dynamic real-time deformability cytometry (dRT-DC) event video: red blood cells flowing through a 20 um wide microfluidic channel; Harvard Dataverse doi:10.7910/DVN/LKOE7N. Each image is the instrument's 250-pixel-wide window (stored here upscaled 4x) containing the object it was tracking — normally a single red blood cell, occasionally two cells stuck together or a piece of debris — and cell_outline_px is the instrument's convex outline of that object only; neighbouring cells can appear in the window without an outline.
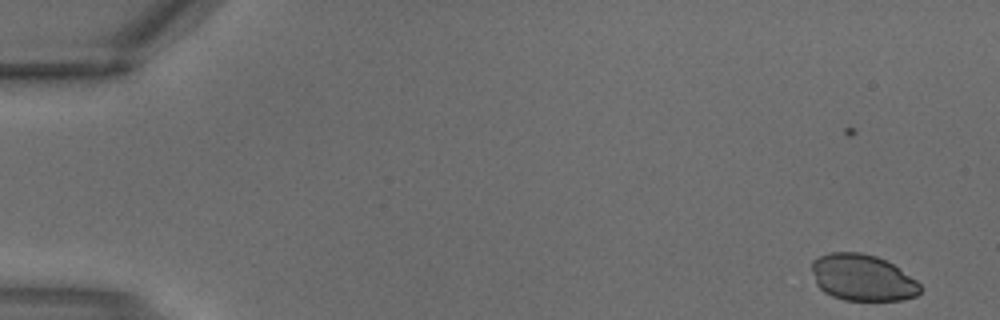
{"species": "common noctule bat (a hibernating species)", "species_latin": "Nyctalus noctula", "temperature_condition": "warm", "stored_images_in_passage": 3, "camera_frame_rate_fps": 3000, "um_per_image_px": 0.085, "animal": {"sex": "male", "body_mass_g": 18.8}, "frame": {"image": 1, "passage_image": 1, "time_ms": 0.0, "image_size_px": [1000, 320], "cell_outline_px": [[920, 292], [916, 296], [904, 300], [844, 300], [832, 296], [824, 292], [816, 284], [812, 272], [812, 260], [828, 252], [860, 252], [876, 256], [892, 264], [916, 280], [920, 284]], "centroid_in_image_um": [73.29, 23.6], "position_along_channel_um": 11.7, "area_um2": 29.3}}
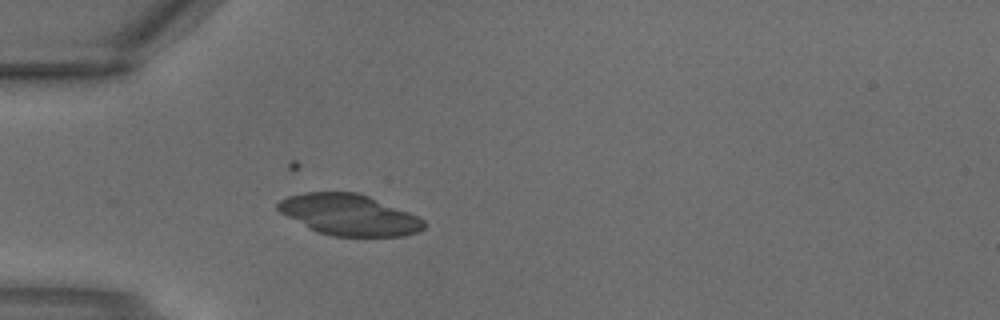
{"frame": {"image": 2, "passage_image": 3, "time_ms": 0.667, "image_size_px": [1000, 320], "cell_outline_px": [[424, 228], [420, 232], [404, 236], [332, 236], [316, 232], [308, 228], [280, 212], [276, 208], [276, 204], [280, 200], [288, 196], [304, 192], [356, 192], [368, 196], [408, 212], [424, 220]], "centroid_in_image_um": [29.65, 18.26], "position_along_channel_um": 55.4, "area_um2": 34.8}}